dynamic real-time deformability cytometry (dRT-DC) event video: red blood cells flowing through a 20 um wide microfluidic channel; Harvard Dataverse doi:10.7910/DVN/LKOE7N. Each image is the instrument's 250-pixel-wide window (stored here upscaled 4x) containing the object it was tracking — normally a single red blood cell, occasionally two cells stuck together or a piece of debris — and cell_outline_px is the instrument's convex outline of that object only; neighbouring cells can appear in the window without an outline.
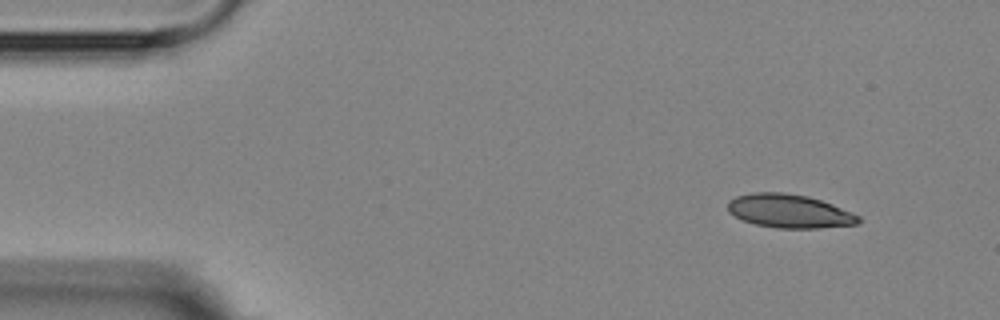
{"species": "Egyptian fruit bat (a non-hibernating species)", "species_latin": "Rousettus aegyptiacus", "temperature_condition": "room temperature", "stored_images_in_passage": 5, "camera_frame_rate_fps": 3000, "um_per_image_px": 0.085, "animal": {"sex": "female"}, "frame": {"image": 1, "passage_image": 1, "time_ms": 0.0, "image_size_px": [1000, 320], "cell_outline_px": [[860, 220], [856, 224], [816, 228], [776, 228], [756, 224], [744, 220], [728, 212], [728, 200], [736, 196], [752, 192], [784, 192], [808, 196], [832, 204], [852, 212], [860, 216]], "centroid_in_image_um": [67.08, 17.93], "position_along_channel_um": 17.9, "area_um2": 25.49}}
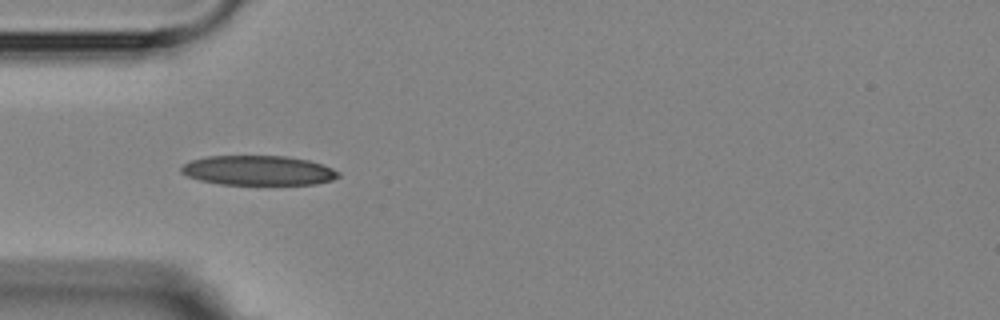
{"frame": {"image": 2, "passage_image": 4, "time_ms": 3.667, "image_size_px": [1000, 320], "cell_outline_px": [[340, 176], [332, 180], [316, 184], [220, 184], [200, 180], [188, 176], [180, 172], [180, 168], [184, 164], [192, 160], [208, 156], [288, 156], [308, 160], [324, 164], [340, 172]], "centroid_in_image_um": [21.98, 14.48], "position_along_channel_um": 63.0, "area_um2": 27.17}}
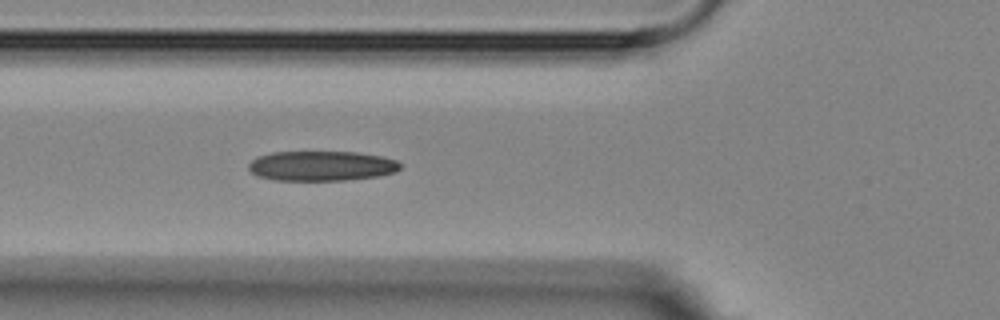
{"frame": {"image": 3, "passage_image": 5, "time_ms": 4.667, "image_size_px": [1000, 320], "cell_outline_px": [[400, 168], [392, 172], [380, 176], [344, 180], [276, 180], [256, 176], [248, 168], [248, 164], [256, 156], [272, 152], [356, 152], [380, 156], [396, 160], [400, 164]], "centroid_in_image_um": [27.28, 14.1], "position_along_channel_um": 98.5, "area_um2": 26.36}}